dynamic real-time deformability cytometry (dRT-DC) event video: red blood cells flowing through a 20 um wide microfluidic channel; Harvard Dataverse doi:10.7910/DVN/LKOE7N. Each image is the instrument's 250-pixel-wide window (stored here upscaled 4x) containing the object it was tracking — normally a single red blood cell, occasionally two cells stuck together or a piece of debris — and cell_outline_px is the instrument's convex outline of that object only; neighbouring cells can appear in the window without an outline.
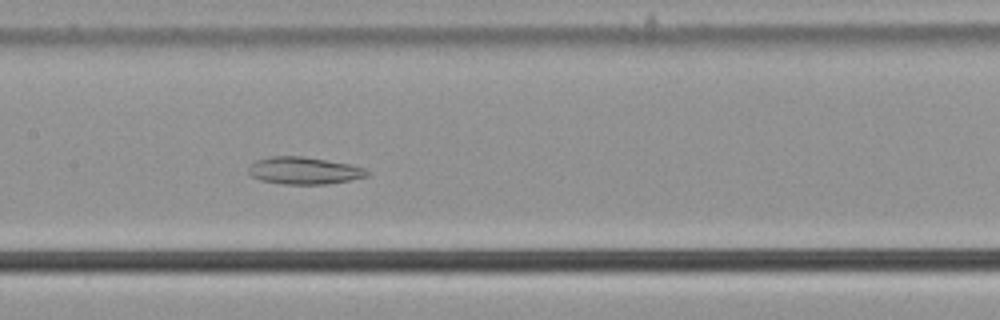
{"species": "common noctule bat (a hibernating species)", "species_latin": "Nyctalus noctula", "temperature_condition": "cold", "stored_images_in_passage": 43, "camera_frame_rate_fps": 3000, "um_per_image_px": 0.085, "animal": {"sex": "male", "body_mass_g": 21.5, "forearm_length_mm": 52.0}, "frame": {"image": 1, "passage_image": 15, "time_ms": 4.667, "image_size_px": [1000, 320], "cell_outline_px": [[368, 176], [328, 184], [280, 184], [260, 180], [252, 176], [248, 172], [248, 168], [256, 160], [272, 156], [300, 156], [348, 164], [364, 168], [368, 172]], "centroid_in_image_um": [25.8, 14.51], "position_along_channel_um": 181.6, "area_um2": 18.55}}
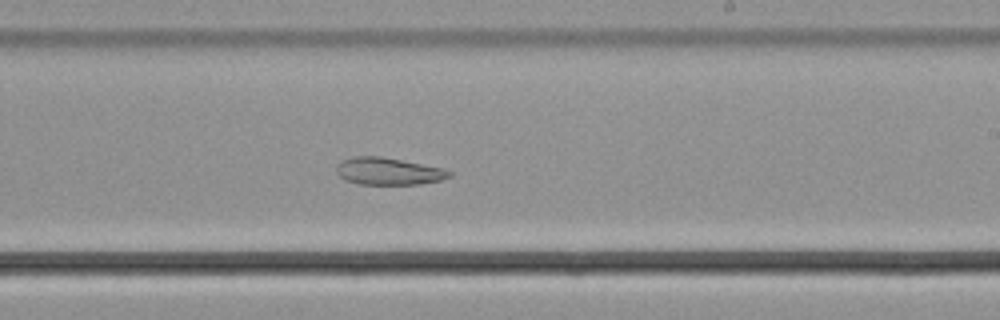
{"frame": {"image": 2, "passage_image": 21, "time_ms": 6.667, "image_size_px": [1000, 320], "cell_outline_px": [[452, 176], [440, 180], [420, 184], [360, 184], [344, 180], [336, 172], [336, 164], [352, 156], [380, 156], [444, 168], [452, 172]], "centroid_in_image_um": [33.01, 14.55], "position_along_channel_um": 256.0, "area_um2": 17.92}}
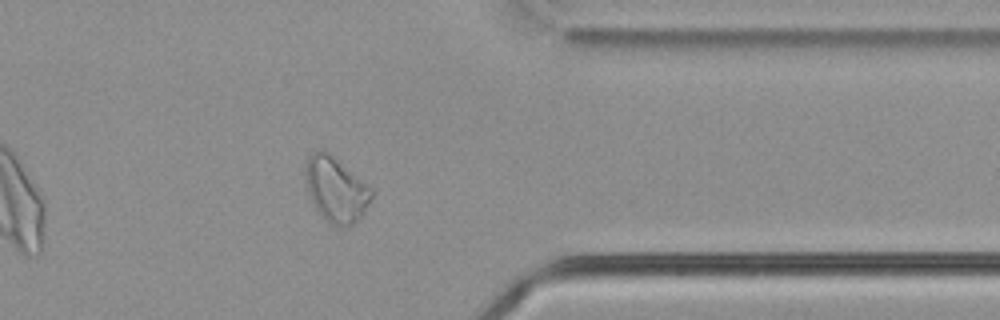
{"frame": {"image": 3, "passage_image": 32, "time_ms": 10.333, "image_size_px": [1000, 320], "cell_outline_px": [[372, 196], [368, 204], [360, 216], [352, 224], [332, 224], [324, 220], [320, 216], [308, 196], [304, 176], [304, 164], [308, 156], [316, 148], [324, 148], [372, 188]], "centroid_in_image_um": [28.47, 16.03], "position_along_channel_um": 382.9, "area_um2": 25.14}, "authors_computed_cell_mechanics": {"area_um2": 22.253, "velocity_mm_per_s": 3.732, "shape_relaxation_time_tau1_ms": null, "shape_relaxation_time_tau2_ms": 6.6571, "deformation_change_tau1": null, "deformation_change_tau2": 0.1469}}